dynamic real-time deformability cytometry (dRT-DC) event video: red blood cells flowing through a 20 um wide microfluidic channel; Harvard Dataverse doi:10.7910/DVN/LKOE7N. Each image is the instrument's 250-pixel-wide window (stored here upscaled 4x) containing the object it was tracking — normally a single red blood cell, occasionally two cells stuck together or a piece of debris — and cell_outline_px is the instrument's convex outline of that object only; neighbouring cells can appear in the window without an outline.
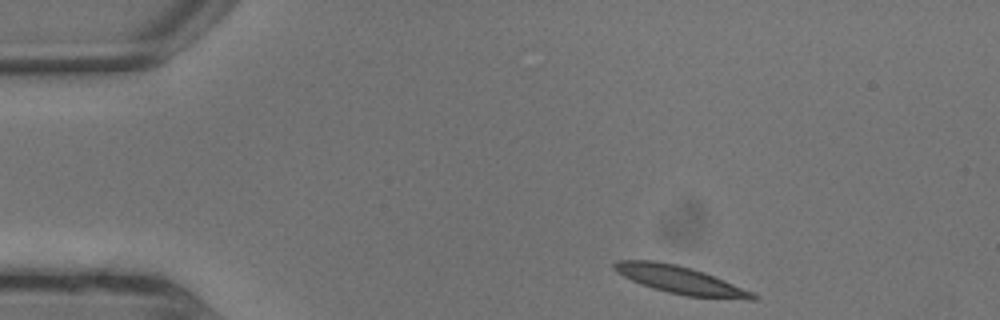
{"species": "common noctule bat (a hibernating species)", "species_latin": "Nyctalus noctula", "temperature_condition": "warm", "stored_images_in_passage": 5, "camera_frame_rate_fps": 3000, "um_per_image_px": 0.085, "animal": {"sex": "male", "body_mass_g": 13.3}, "frame": {"image": 1, "passage_image": 1, "time_ms": 0.0, "image_size_px": [1000, 320], "cell_outline_px": [[760, 296], [756, 300], [748, 300], [688, 296], [668, 292], [652, 288], [640, 284], [616, 272], [612, 268], [612, 264], [616, 260], [652, 260], [676, 264], [692, 268], [704, 272], [752, 292]], "centroid_in_image_um": [57.8, 23.79], "position_along_channel_um": 27.2, "area_um2": 22.37}}
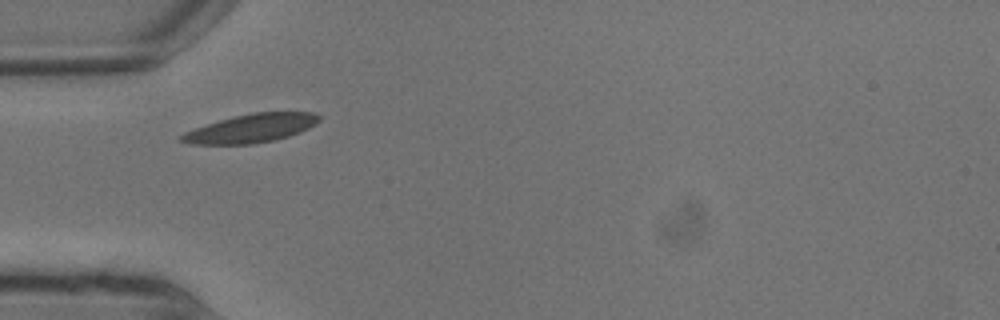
{"frame": {"image": 2, "passage_image": 4, "time_ms": 1.0, "image_size_px": [1000, 320], "cell_outline_px": [[320, 120], [316, 124], [300, 132], [276, 140], [252, 144], [192, 144], [180, 140], [176, 136], [184, 132], [220, 120], [252, 112], [316, 112], [320, 116]], "centroid_in_image_um": [21.37, 10.91], "position_along_channel_um": 63.6, "area_um2": 22.83}}
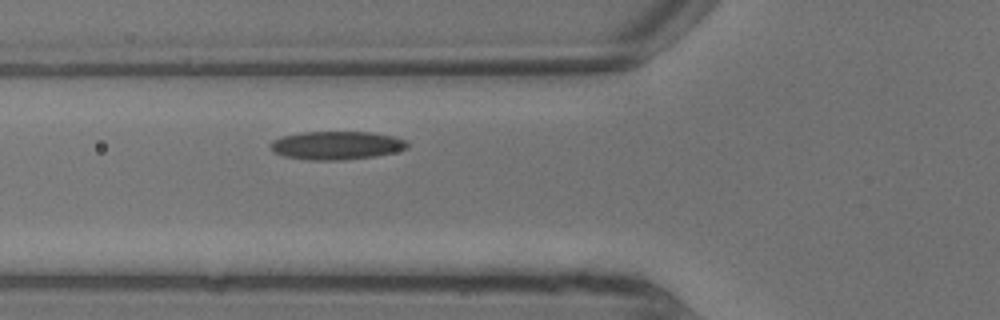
{"frame": {"image": 3, "passage_image": 5, "time_ms": 1.333, "image_size_px": [1000, 320], "cell_outline_px": [[408, 148], [396, 152], [376, 156], [344, 160], [308, 160], [284, 156], [272, 152], [268, 144], [272, 140], [284, 136], [304, 132], [372, 132], [392, 136], [408, 140]], "centroid_in_image_um": [28.61, 12.36], "position_along_channel_um": 97.2, "area_um2": 22.83}}